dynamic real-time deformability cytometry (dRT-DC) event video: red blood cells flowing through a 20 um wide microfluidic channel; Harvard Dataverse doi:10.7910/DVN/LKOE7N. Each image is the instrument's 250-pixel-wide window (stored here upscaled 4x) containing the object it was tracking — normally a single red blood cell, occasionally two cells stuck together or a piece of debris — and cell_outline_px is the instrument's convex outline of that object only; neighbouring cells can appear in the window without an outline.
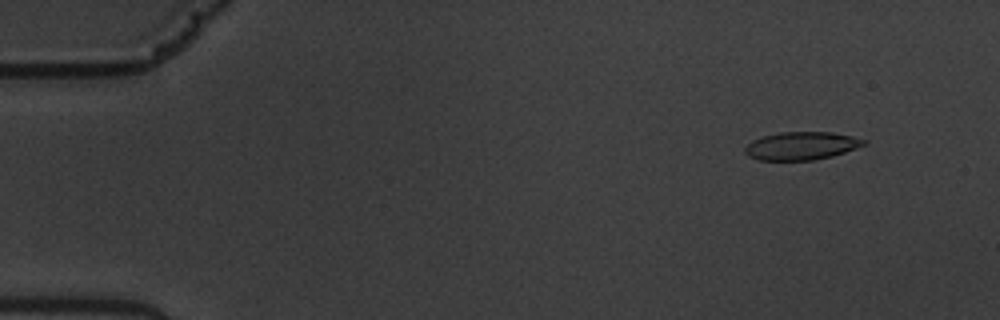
{"species": "common noctule bat (a hibernating species)", "species_latin": "Nyctalus noctula", "temperature_condition": "warm", "stored_images_in_passage": 58, "camera_frame_rate_fps": 3000, "um_per_image_px": 0.085, "animal": {"sex": "male", "body_mass_g": 19.5, "forearm_length_mm": 54.6}, "frame": {"image": 1, "passage_image": 6, "time_ms": 1.667, "image_size_px": [1000, 320], "cell_outline_px": [[868, 140], [864, 144], [856, 148], [832, 156], [816, 160], [760, 160], [748, 156], [744, 152], [744, 148], [752, 140], [764, 136], [780, 132], [832, 132], [852, 136]], "centroid_in_image_um": [68.11, 12.39], "position_along_channel_um": 16.9, "area_um2": 19.36}}
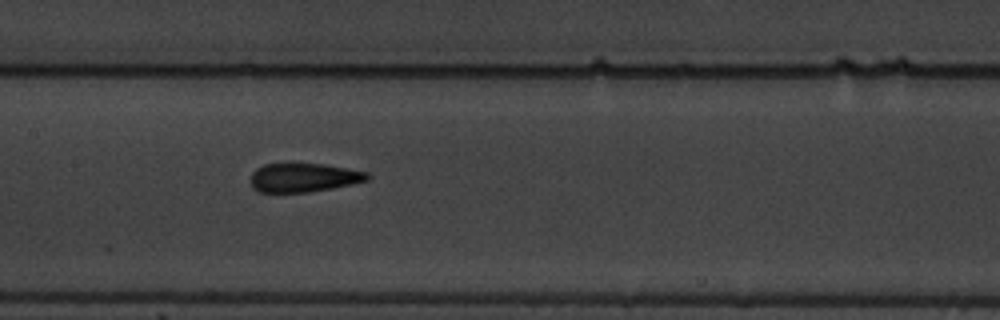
{"frame": {"image": 2, "passage_image": 29, "time_ms": 9.333, "image_size_px": [1000, 320], "cell_outline_px": [[372, 176], [368, 180], [352, 184], [332, 188], [308, 192], [260, 192], [252, 188], [252, 172], [256, 168], [264, 164], [292, 160], [324, 164], [348, 168], [368, 172]], "centroid_in_image_um": [25.81, 15.04], "position_along_channel_um": 181.6, "area_um2": 20.46}}
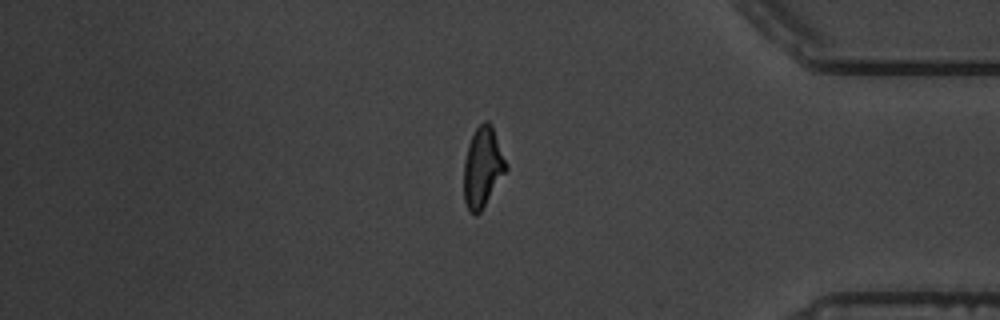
{"frame": {"image": 3, "passage_image": 49, "time_ms": 16.0, "image_size_px": [1000, 320], "cell_outline_px": [[508, 168], [480, 212], [476, 216], [468, 212], [464, 200], [464, 160], [468, 144], [476, 128], [484, 120], [488, 120], [492, 124], [508, 164]], "centroid_in_image_um": [41.03, 14.21], "position_along_channel_um": 394.2, "area_um2": 19.88}, "authors_computed_cell_mechanics": {"area_um2": 20.0566, "velocity_mm_per_s": 3.5498, "shape_relaxation_time_tau1_ms": 4.2821, "shape_relaxation_time_tau2_ms": 1.431, "deformation_change_tau1": 0.1718, "deformation_change_tau2": 0.0914}}